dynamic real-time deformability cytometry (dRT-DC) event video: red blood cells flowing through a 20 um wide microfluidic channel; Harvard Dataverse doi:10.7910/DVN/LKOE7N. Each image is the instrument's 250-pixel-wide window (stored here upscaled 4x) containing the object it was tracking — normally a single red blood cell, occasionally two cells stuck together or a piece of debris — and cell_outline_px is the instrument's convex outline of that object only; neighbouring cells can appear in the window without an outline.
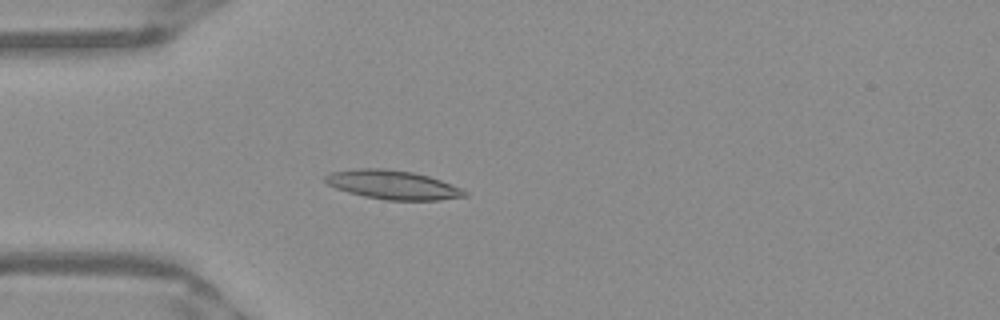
{"species": "Egyptian fruit bat (a non-hibernating species)", "species_latin": "Rousettus aegyptiacus", "temperature_condition": "warm", "stored_images_in_passage": 51, "camera_frame_rate_fps": 3000, "um_per_image_px": 0.085, "frame": {"image": 1, "passage_image": 14, "time_ms": 4.333, "image_size_px": [1000, 320], "cell_outline_px": [[468, 196], [440, 200], [384, 200], [364, 196], [348, 192], [336, 188], [328, 184], [324, 180], [324, 176], [328, 172], [360, 168], [384, 168], [412, 172], [428, 176], [440, 180], [460, 188], [468, 192]], "centroid_in_image_um": [33.36, 15.71], "position_along_channel_um": 51.6, "area_um2": 23.52}}
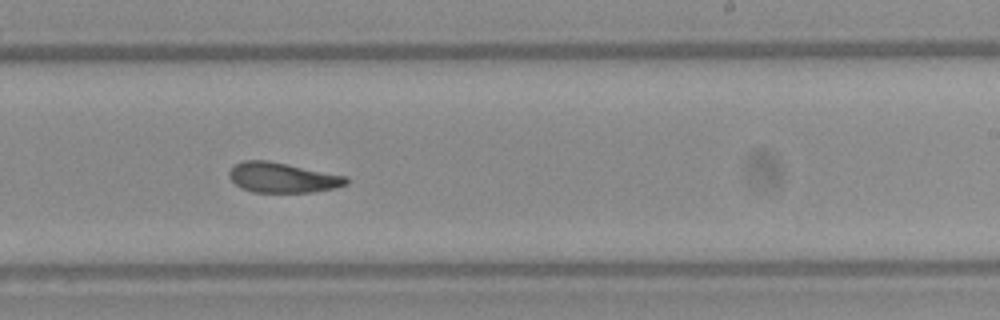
{"frame": {"image": 2, "passage_image": 31, "time_ms": 10.0, "image_size_px": [1000, 320], "cell_outline_px": [[348, 184], [336, 188], [312, 192], [252, 192], [240, 188], [228, 176], [228, 172], [236, 164], [244, 160], [268, 160], [348, 176]], "centroid_in_image_um": [24.03, 15.1], "position_along_channel_um": 265.0, "area_um2": 20.63}}
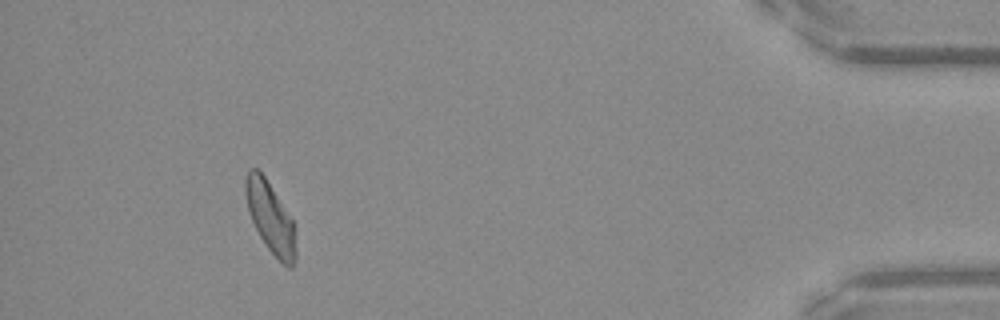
{"frame": {"image": 3, "passage_image": 47, "time_ms": 15.333, "image_size_px": [1000, 320], "cell_outline_px": [[296, 256], [292, 268], [288, 268], [268, 248], [260, 236], [252, 220], [248, 208], [244, 192], [244, 180], [248, 172], [252, 168], [256, 168], [264, 176], [292, 220], [296, 228]], "centroid_in_image_um": [22.99, 18.51], "position_along_channel_um": 412.2, "area_um2": 20.4}, "authors_computed_cell_mechanics": {"area_um2": 21.3282, "velocity_mm_per_s": 3.9242, "shape_relaxation_time_tau1_ms": null, "shape_relaxation_time_tau2_ms": 3.3045, "deformation_change_tau1": null, "deformation_change_tau2": 0.1074}}